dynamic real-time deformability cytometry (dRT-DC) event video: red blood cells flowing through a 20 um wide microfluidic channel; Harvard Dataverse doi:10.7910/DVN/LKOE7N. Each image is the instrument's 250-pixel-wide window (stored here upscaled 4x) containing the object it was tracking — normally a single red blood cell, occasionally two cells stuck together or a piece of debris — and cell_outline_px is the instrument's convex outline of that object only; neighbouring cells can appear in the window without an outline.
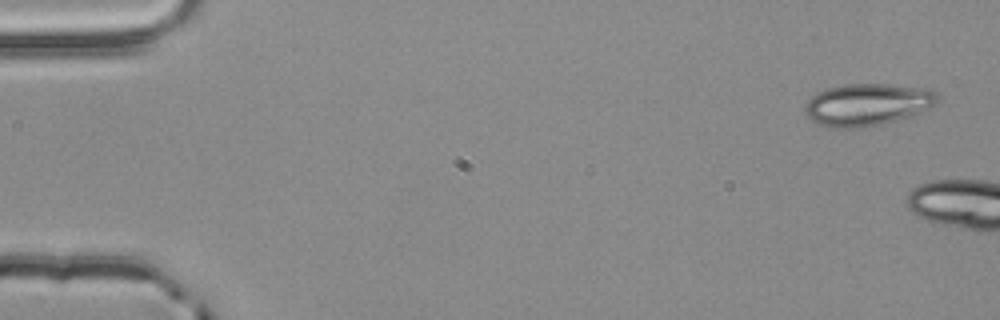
{"species": "common noctule bat (a hibernating species)", "species_latin": "Nyctalus noctula", "temperature_condition": "room temperature", "stored_images_in_passage": 2, "camera_frame_rate_fps": 3000, "um_per_image_px": 0.085, "animal": {"sex": "male", "body_mass_g": 20.4}, "frame": {"image": 1, "passage_image": 1, "time_ms": 0.0, "image_size_px": [1000, 320], "cell_outline_px": [[940, 100], [936, 104], [916, 116], [864, 128], [832, 128], [820, 124], [812, 120], [804, 112], [804, 104], [812, 96], [828, 88], [848, 84], [888, 84], [932, 88], [940, 96]], "centroid_in_image_um": [73.81, 8.89], "position_along_channel_um": 11.2, "area_um2": 33.18}}